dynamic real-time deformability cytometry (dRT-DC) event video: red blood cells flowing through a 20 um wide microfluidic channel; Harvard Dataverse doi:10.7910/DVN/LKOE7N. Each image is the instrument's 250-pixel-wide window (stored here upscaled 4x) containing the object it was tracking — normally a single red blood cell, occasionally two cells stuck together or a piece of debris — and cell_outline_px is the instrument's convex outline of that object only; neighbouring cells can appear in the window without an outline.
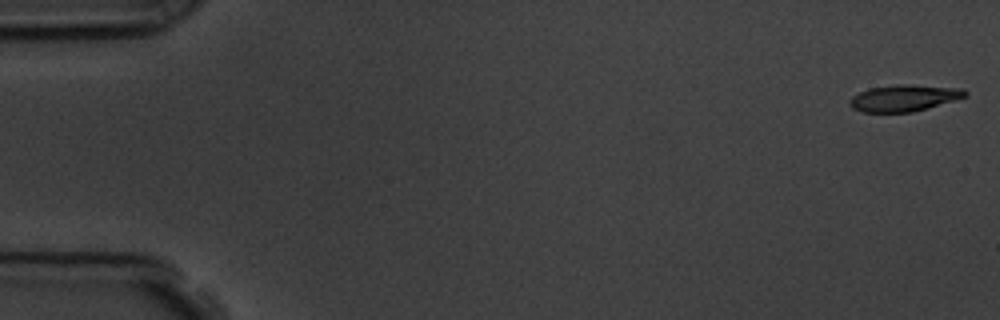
{"species": "common noctule bat (a hibernating species)", "species_latin": "Nyctalus noctula", "temperature_condition": "room temperature", "stored_images_in_passage": 57, "camera_frame_rate_fps": 3000, "um_per_image_px": 0.085, "animal": {"sex": "male", "body_mass_g": 19.5, "forearm_length_mm": 54.6}, "frame": {"image": 1, "passage_image": 1, "time_ms": 0.0, "image_size_px": [1000, 320], "cell_outline_px": [[968, 96], [928, 108], [912, 112], [864, 112], [852, 108], [848, 104], [848, 100], [852, 96], [868, 88], [896, 84], [908, 84], [964, 88], [968, 92]], "centroid_in_image_um": [76.85, 8.32], "position_along_channel_um": 8.1, "area_um2": 18.09}}
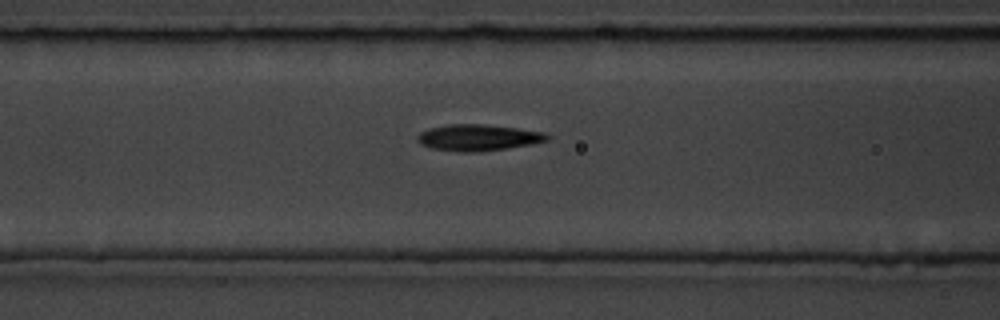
{"frame": {"image": 2, "passage_image": 23, "time_ms": 7.333, "image_size_px": [1000, 320], "cell_outline_px": [[552, 136], [548, 140], [532, 144], [508, 148], [480, 152], [464, 152], [432, 148], [420, 144], [416, 140], [416, 136], [420, 132], [428, 128], [448, 124], [484, 124], [516, 128], [544, 132]], "centroid_in_image_um": [40.64, 11.69], "position_along_channel_um": 126.0, "area_um2": 20.06}}
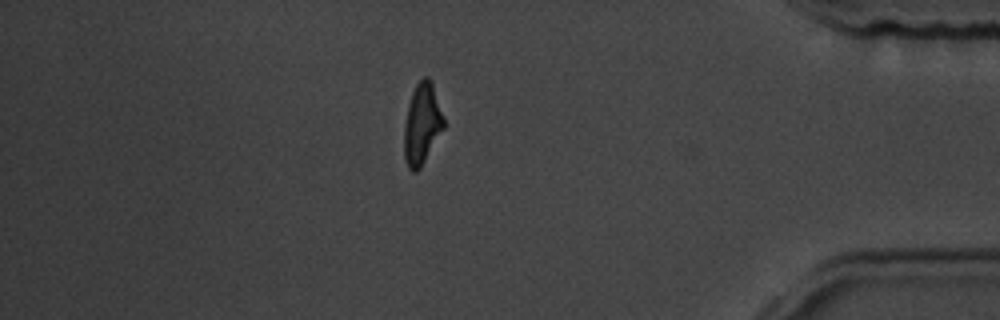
{"frame": {"image": 3, "passage_image": 49, "time_ms": 16.0, "image_size_px": [1000, 320], "cell_outline_px": [[444, 128], [420, 168], [416, 172], [412, 172], [408, 168], [404, 160], [404, 124], [408, 104], [412, 92], [416, 84], [424, 76], [428, 76], [432, 80], [444, 120]], "centroid_in_image_um": [35.85, 10.53], "position_along_channel_um": 399.3, "area_um2": 18.79}, "authors_computed_cell_mechanics": {"area_um2": 18.785, "velocity_mm_per_s": 3.5776, "shape_relaxation_time_tau1_ms": 2.4128, "shape_relaxation_time_tau2_ms": 2.0691, "deformation_change_tau1": 0.1833, "deformation_change_tau2": 0.1208}}